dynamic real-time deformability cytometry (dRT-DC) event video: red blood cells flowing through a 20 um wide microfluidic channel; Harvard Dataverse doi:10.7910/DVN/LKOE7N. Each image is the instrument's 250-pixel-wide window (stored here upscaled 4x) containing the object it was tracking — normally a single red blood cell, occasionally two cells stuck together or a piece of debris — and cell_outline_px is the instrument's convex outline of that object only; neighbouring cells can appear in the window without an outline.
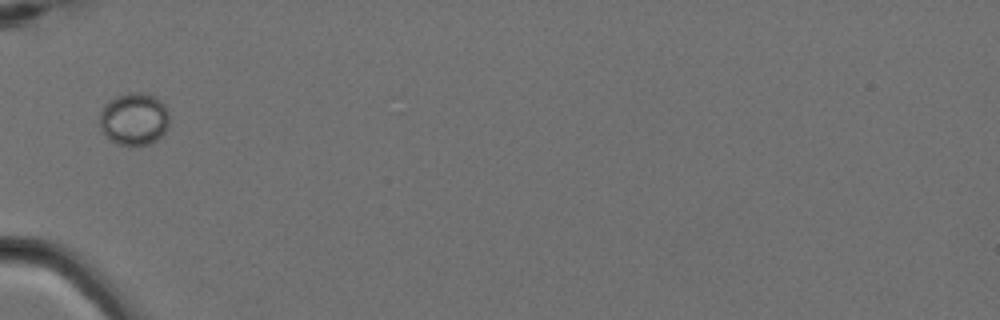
{"species": "Egyptian fruit bat (a non-hibernating species)", "species_latin": "Rousettus aegyptiacus", "temperature_condition": "cold", "stored_images_in_passage": 11, "camera_frame_rate_fps": 3000, "um_per_image_px": 0.085, "animal": {"sex": "female"}, "frame": {"image": 1, "passage_image": 7, "time_ms": 2.0, "image_size_px": [1000, 320], "cell_outline_px": [[168, 124], [164, 132], [156, 140], [148, 144], [116, 144], [100, 128], [100, 112], [104, 104], [108, 100], [116, 96], [128, 92], [144, 92], [156, 96], [164, 104], [168, 112]], "centroid_in_image_um": [11.39, 10.07], "position_along_channel_um": 73.6, "area_um2": 21.21}}
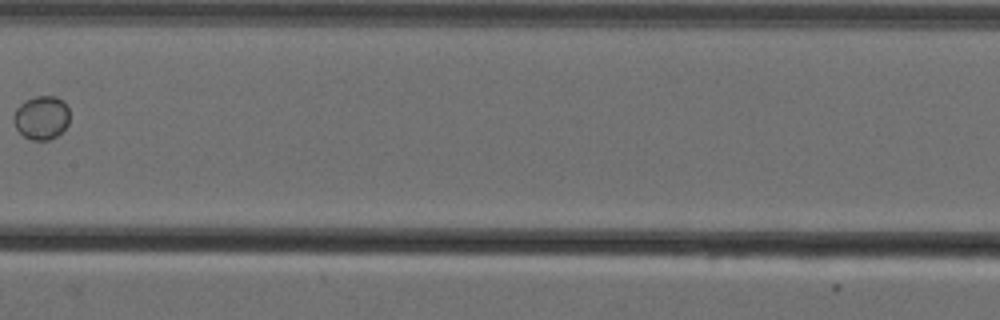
{"frame": {"image": 2, "passage_image": 10, "time_ms": 3.0, "image_size_px": [1000, 320], "cell_outline_px": [[68, 124], [56, 136], [48, 140], [32, 140], [24, 136], [16, 128], [12, 120], [16, 108], [24, 100], [36, 96], [56, 96], [64, 100], [68, 108]], "centroid_in_image_um": [3.51, 9.98], "position_along_channel_um": 203.9, "area_um2": 14.28}}
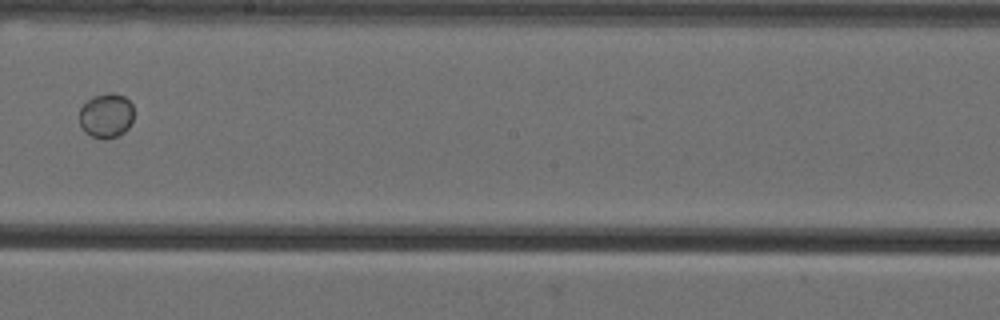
{"frame": {"image": 3, "passage_image": 11, "time_ms": 3.333, "image_size_px": [1000, 320], "cell_outline_px": [[132, 120], [128, 128], [124, 132], [116, 136], [92, 136], [84, 132], [80, 124], [80, 108], [92, 96], [124, 96], [132, 104]], "centroid_in_image_um": [9.01, 9.84], "position_along_channel_um": 239.2, "area_um2": 13.29}}